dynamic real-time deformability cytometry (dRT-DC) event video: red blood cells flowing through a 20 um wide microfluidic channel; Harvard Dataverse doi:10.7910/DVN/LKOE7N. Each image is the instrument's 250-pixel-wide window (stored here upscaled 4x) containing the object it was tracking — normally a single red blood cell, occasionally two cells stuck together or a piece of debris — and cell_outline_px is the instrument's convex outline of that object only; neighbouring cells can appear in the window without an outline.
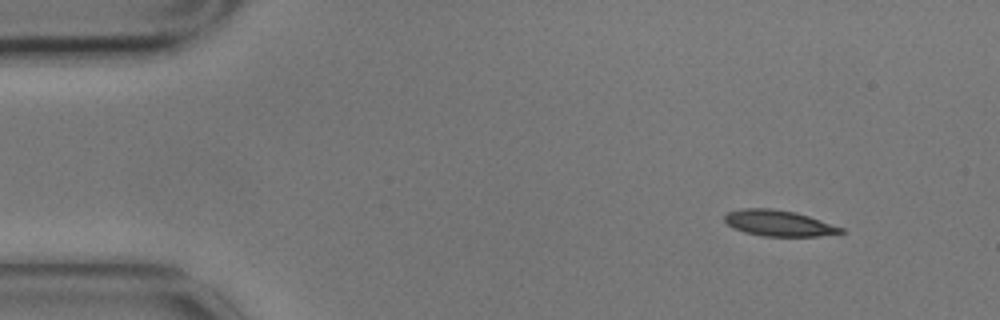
{"species": "common noctule bat (a hibernating species)", "species_latin": "Nyctalus noctula", "temperature_condition": "cold", "stored_images_in_passage": 4, "camera_frame_rate_fps": 3000, "um_per_image_px": 0.085, "animal": {"sex": "male", "body_mass_g": 17.9}, "frame": {"image": 1, "passage_image": 1, "time_ms": 0.0, "image_size_px": [1000, 320], "cell_outline_px": [[848, 232], [820, 236], [760, 236], [744, 232], [732, 228], [724, 220], [724, 216], [728, 212], [740, 208], [772, 208], [796, 212], [844, 228]], "centroid_in_image_um": [66.19, 18.97], "position_along_channel_um": 18.8, "area_um2": 17.74}}
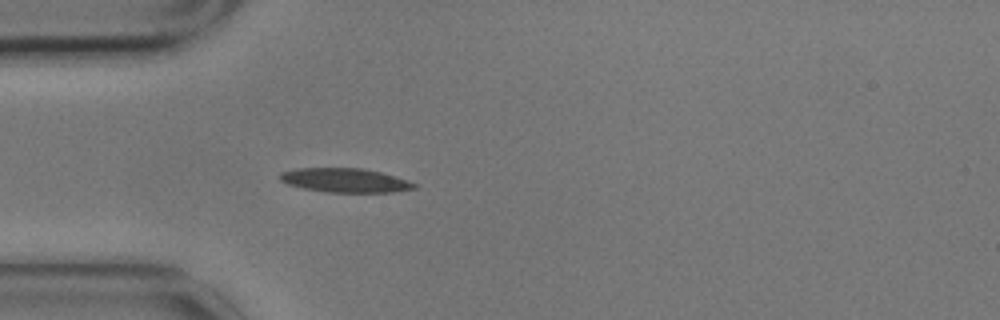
{"frame": {"image": 2, "passage_image": 4, "time_ms": 1.0, "image_size_px": [1000, 320], "cell_outline_px": [[416, 188], [392, 192], [328, 192], [304, 188], [288, 184], [280, 180], [280, 172], [296, 168], [364, 168], [380, 172], [408, 180], [416, 184]], "centroid_in_image_um": [29.32, 15.32], "position_along_channel_um": 55.7, "area_um2": 18.73}}